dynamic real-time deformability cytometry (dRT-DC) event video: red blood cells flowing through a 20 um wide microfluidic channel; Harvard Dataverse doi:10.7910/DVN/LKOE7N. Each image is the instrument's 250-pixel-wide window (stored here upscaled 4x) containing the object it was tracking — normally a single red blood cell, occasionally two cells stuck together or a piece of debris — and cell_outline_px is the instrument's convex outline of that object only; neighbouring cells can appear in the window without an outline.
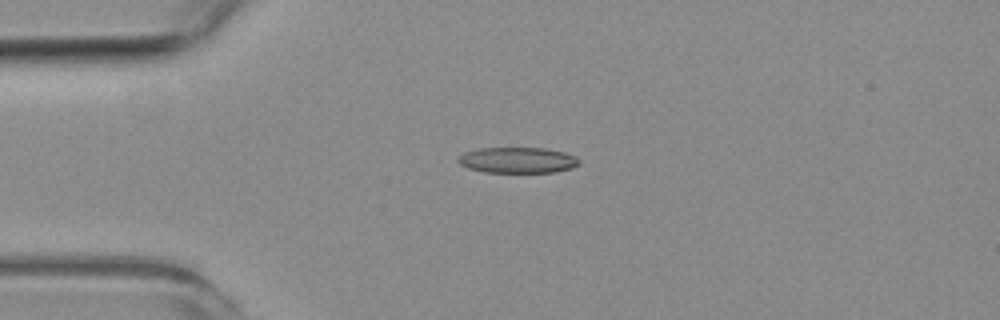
{"species": "common noctule bat (a hibernating species)", "species_latin": "Nyctalus noctula", "temperature_condition": "room temperature", "stored_images_in_passage": 5, "camera_frame_rate_fps": 3000, "um_per_image_px": 0.085, "animal": {"sex": "female", "body_mass_g": 19.3, "forearm_length_mm": 54.1}, "frame": {"image": 1, "passage_image": 4, "time_ms": 3.333, "image_size_px": [1000, 320], "cell_outline_px": [[580, 164], [572, 168], [556, 172], [484, 172], [468, 168], [460, 164], [456, 160], [464, 152], [476, 148], [544, 148], [564, 152], [576, 156], [580, 160]], "centroid_in_image_um": [44.01, 13.61], "position_along_channel_um": 41.0, "area_um2": 18.32}}
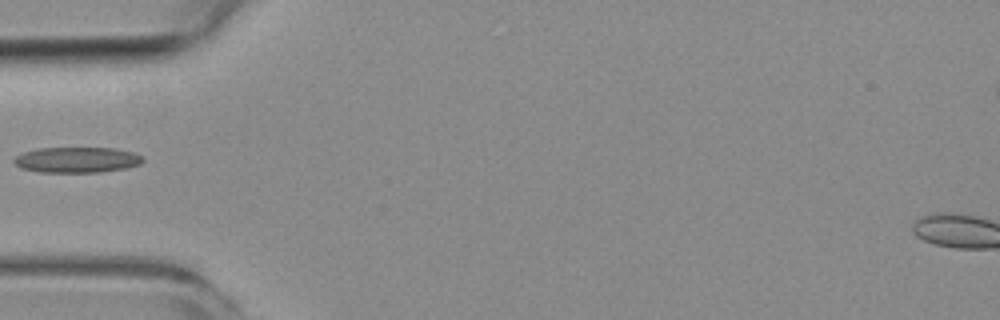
{"frame": {"image": 2, "passage_image": 5, "time_ms": 5.0, "image_size_px": [1000, 320], "cell_outline_px": [[144, 160], [140, 164], [128, 168], [100, 172], [40, 172], [20, 168], [12, 160], [16, 156], [24, 152], [36, 148], [116, 148], [136, 152], [144, 156]], "centroid_in_image_um": [6.59, 13.58], "position_along_channel_um": 78.4, "area_um2": 19.48}}